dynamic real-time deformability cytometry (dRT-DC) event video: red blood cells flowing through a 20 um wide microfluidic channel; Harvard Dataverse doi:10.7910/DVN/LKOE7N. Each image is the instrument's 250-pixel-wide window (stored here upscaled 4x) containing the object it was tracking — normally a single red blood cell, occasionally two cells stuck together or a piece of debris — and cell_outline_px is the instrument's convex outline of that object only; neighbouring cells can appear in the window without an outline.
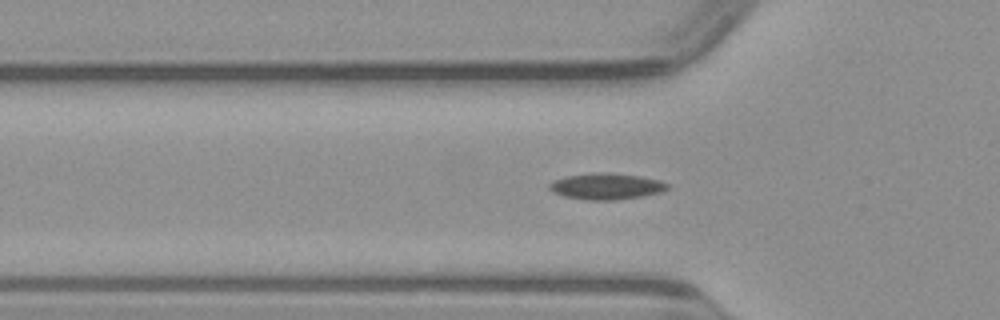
{"species": "common noctule bat (a hibernating species)", "species_latin": "Nyctalus noctula", "temperature_condition": "warm", "stored_images_in_passage": 36, "camera_frame_rate_fps": 3000, "um_per_image_px": 0.085, "animal": {"sex": "male", "body_mass_g": 23.1, "forearm_length_mm": 52.7}, "frame": {"image": 1, "passage_image": 6, "time_ms": 1.667, "image_size_px": [1000, 320], "cell_outline_px": [[668, 188], [660, 192], [644, 196], [616, 200], [588, 200], [564, 196], [552, 192], [548, 188], [548, 184], [564, 176], [596, 172], [608, 172], [640, 176], [660, 180], [668, 184]], "centroid_in_image_um": [51.52, 15.83], "position_along_channel_um": 74.3, "area_um2": 18.15}}
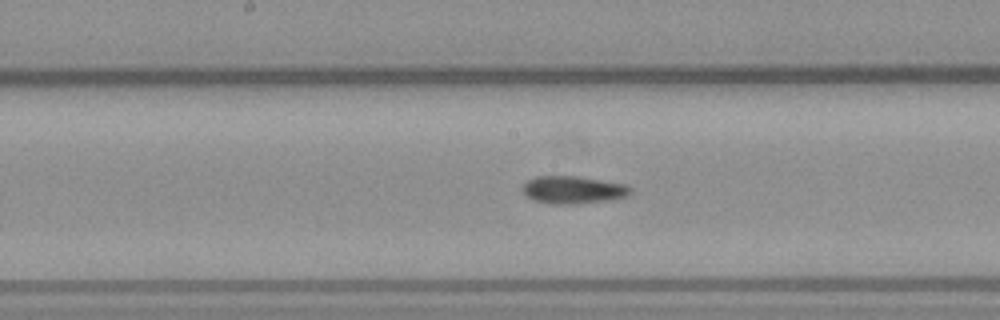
{"frame": {"image": 2, "passage_image": 15, "time_ms": 4.667, "image_size_px": [1000, 320], "cell_outline_px": [[632, 192], [628, 196], [612, 200], [572, 204], [552, 204], [532, 200], [524, 192], [524, 184], [528, 180], [536, 176], [576, 176], [628, 184], [632, 188]], "centroid_in_image_um": [48.78, 16.14], "position_along_channel_um": 199.4, "area_um2": 17.46}}
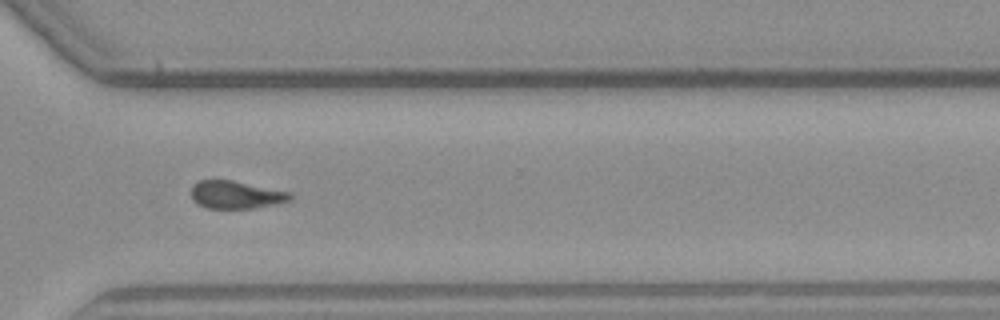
{"frame": {"image": 3, "passage_image": 26, "time_ms": 8.333, "image_size_px": [1000, 320], "cell_outline_px": [[292, 200], [276, 204], [252, 208], [208, 208], [196, 204], [192, 200], [192, 184], [200, 180], [232, 180], [292, 192]], "centroid_in_image_um": [20.07, 16.55], "position_along_channel_um": 350.5, "area_um2": 16.13}}